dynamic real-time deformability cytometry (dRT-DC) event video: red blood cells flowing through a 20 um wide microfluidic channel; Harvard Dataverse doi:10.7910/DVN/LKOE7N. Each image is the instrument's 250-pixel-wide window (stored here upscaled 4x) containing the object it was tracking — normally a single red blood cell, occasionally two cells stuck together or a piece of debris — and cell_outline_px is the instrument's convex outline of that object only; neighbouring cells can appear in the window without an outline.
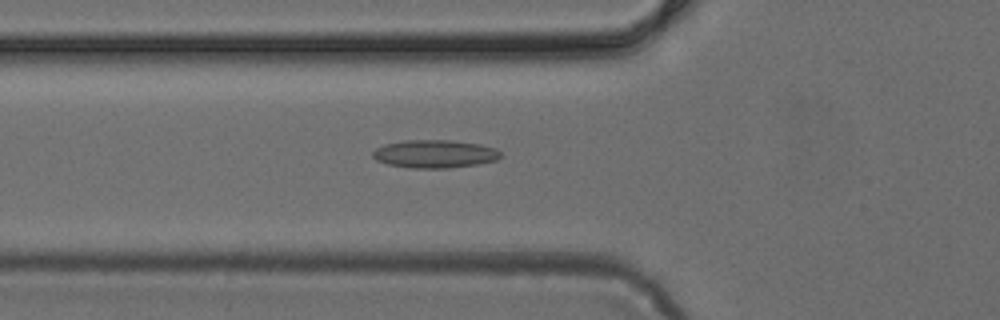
{"species": "common noctule bat (a hibernating species)", "species_latin": "Nyctalus noctula", "temperature_condition": "cold", "stored_images_in_passage": 49, "camera_frame_rate_fps": 3000, "um_per_image_px": 0.085, "animal": {"sex": "female", "body_mass_g": 24.6, "forearm_length_mm": 56.2}, "frame": {"image": 1, "passage_image": 18, "time_ms": 5.667, "image_size_px": [1000, 320], "cell_outline_px": [[504, 156], [496, 160], [476, 164], [448, 168], [412, 168], [388, 164], [376, 160], [372, 156], [372, 152], [376, 148], [384, 144], [404, 140], [448, 140], [480, 144], [496, 148]], "centroid_in_image_um": [36.95, 13.08], "position_along_channel_um": 88.8, "area_um2": 20.92}}
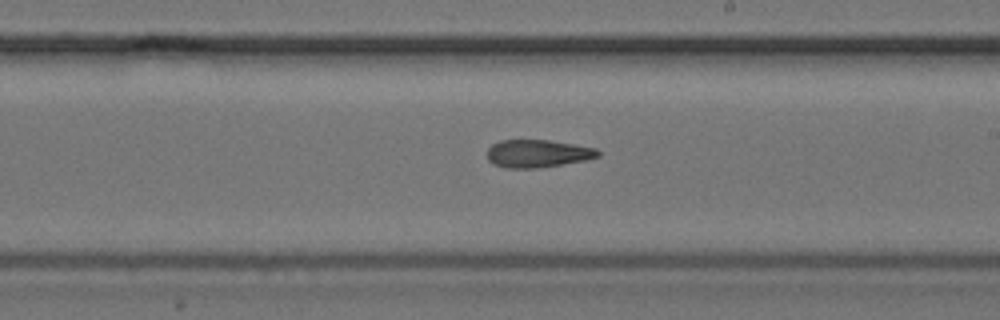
{"frame": {"image": 2, "passage_image": 29, "time_ms": 9.333, "image_size_px": [1000, 320], "cell_outline_px": [[600, 156], [588, 160], [536, 168], [508, 168], [492, 164], [488, 160], [488, 148], [492, 144], [500, 140], [548, 140], [596, 148], [600, 152]], "centroid_in_image_um": [45.7, 13.05], "position_along_channel_um": 243.3, "area_um2": 17.92}}
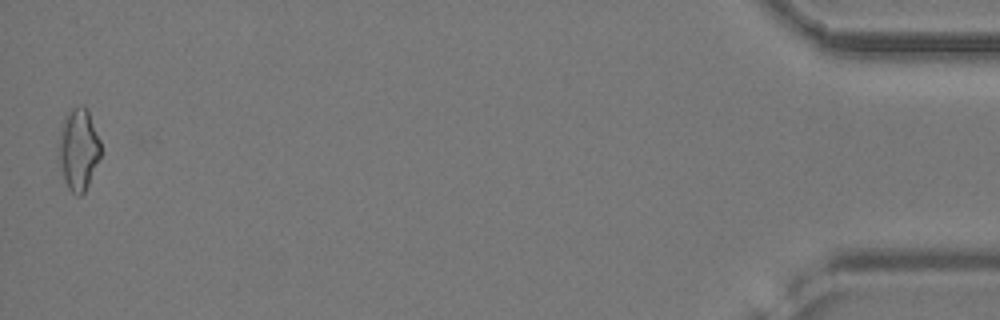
{"frame": {"image": 3, "passage_image": 49, "time_ms": 16.0, "image_size_px": [1000, 320], "cell_outline_px": [[100, 156], [88, 184], [84, 192], [80, 196], [76, 196], [68, 188], [64, 180], [60, 164], [60, 128], [64, 116], [72, 108], [84, 104], [88, 112], [100, 140]], "centroid_in_image_um": [6.67, 12.68], "position_along_channel_um": 428.5, "area_um2": 19.59}}